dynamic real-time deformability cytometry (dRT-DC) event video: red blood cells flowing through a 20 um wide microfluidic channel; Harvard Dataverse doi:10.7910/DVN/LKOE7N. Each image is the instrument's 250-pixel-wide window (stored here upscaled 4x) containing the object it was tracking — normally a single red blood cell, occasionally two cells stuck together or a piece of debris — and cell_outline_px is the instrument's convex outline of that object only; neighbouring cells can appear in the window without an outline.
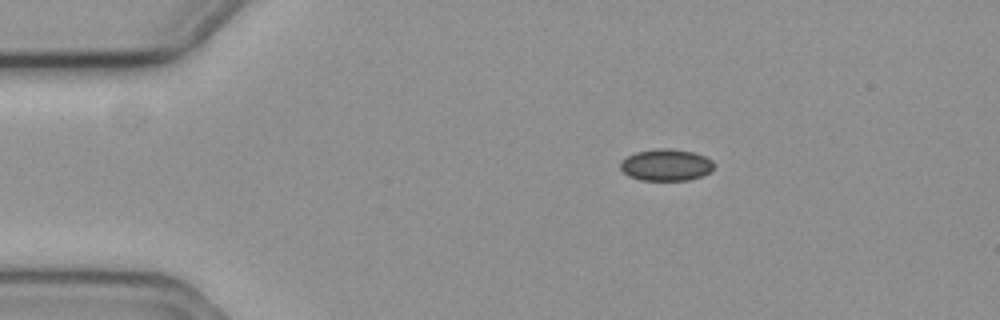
{"species": "common noctule bat (a hibernating species)", "species_latin": "Nyctalus noctula", "temperature_condition": "cold", "stored_images_in_passage": 39, "camera_frame_rate_fps": 3000, "um_per_image_px": 0.085, "animal": {"sex": "female", "body_mass_g": 19.3, "forearm_length_mm": 54.1}, "frame": {"image": 1, "passage_image": 1, "time_ms": 0.0, "image_size_px": [1000, 320], "cell_outline_px": [[716, 164], [708, 172], [700, 176], [688, 180], [640, 180], [628, 176], [620, 168], [620, 160], [636, 152], [660, 148], [668, 148], [692, 152], [704, 156], [712, 160]], "centroid_in_image_um": [56.59, 14.02], "position_along_channel_um": 28.4, "area_um2": 17.22}}
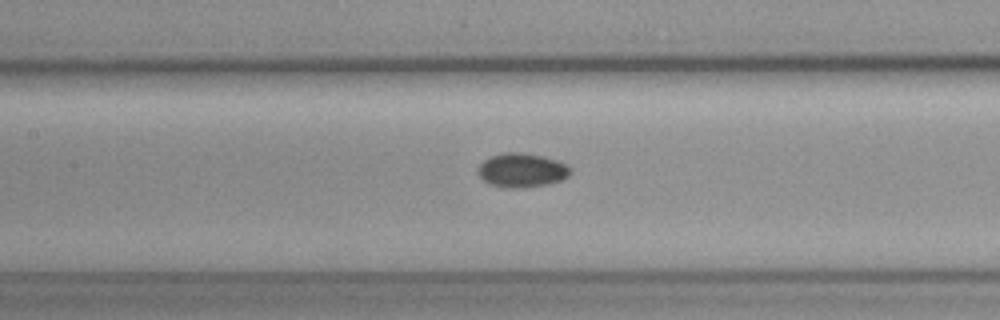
{"frame": {"image": 2, "passage_image": 17, "time_ms": 5.333, "image_size_px": [1000, 320], "cell_outline_px": [[572, 172], [568, 176], [560, 180], [548, 184], [516, 188], [504, 188], [488, 184], [476, 172], [480, 164], [484, 160], [492, 156], [504, 152], [524, 152], [544, 156], [560, 160], [568, 164], [572, 168]], "centroid_in_image_um": [44.38, 14.46], "position_along_channel_um": 163.0, "area_um2": 18.67}}
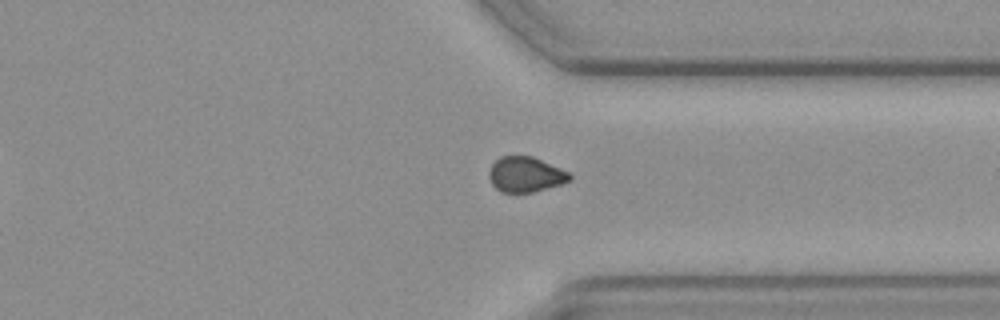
{"frame": {"image": 3, "passage_image": 34, "time_ms": 11.0, "image_size_px": [1000, 320], "cell_outline_px": [[572, 180], [564, 184], [532, 192], [500, 192], [492, 184], [488, 176], [488, 172], [492, 164], [500, 156], [532, 156], [560, 168], [568, 172], [572, 176]], "centroid_in_image_um": [44.68, 14.84], "position_along_channel_um": 366.7, "area_um2": 16.65}}